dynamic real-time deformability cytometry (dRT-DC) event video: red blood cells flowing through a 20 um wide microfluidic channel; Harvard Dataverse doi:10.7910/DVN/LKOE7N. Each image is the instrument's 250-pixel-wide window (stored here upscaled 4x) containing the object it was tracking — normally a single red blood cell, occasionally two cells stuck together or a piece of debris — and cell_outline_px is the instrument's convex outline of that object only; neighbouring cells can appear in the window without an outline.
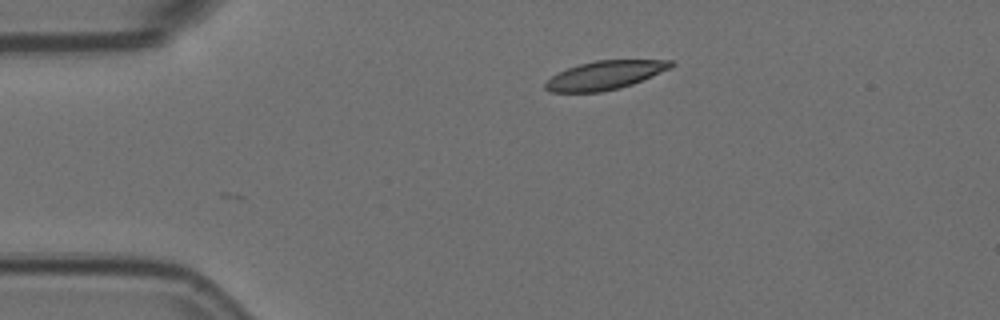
{"species": "Egyptian fruit bat (a non-hibernating species)", "species_latin": "Rousettus aegyptiacus", "temperature_condition": "room temperature", "stored_images_in_passage": 2, "camera_frame_rate_fps": 3000, "um_per_image_px": 0.085, "animal": {"sex": "female"}, "frame": {"image": 1, "passage_image": 2, "time_ms": 0.333, "image_size_px": [1000, 320], "cell_outline_px": [[676, 64], [672, 68], [632, 84], [620, 88], [600, 92], [552, 92], [544, 88], [544, 84], [552, 76], [568, 68], [580, 64], [596, 60], [672, 60]], "centroid_in_image_um": [51.46, 6.39], "position_along_channel_um": 33.5, "area_um2": 20.87}}